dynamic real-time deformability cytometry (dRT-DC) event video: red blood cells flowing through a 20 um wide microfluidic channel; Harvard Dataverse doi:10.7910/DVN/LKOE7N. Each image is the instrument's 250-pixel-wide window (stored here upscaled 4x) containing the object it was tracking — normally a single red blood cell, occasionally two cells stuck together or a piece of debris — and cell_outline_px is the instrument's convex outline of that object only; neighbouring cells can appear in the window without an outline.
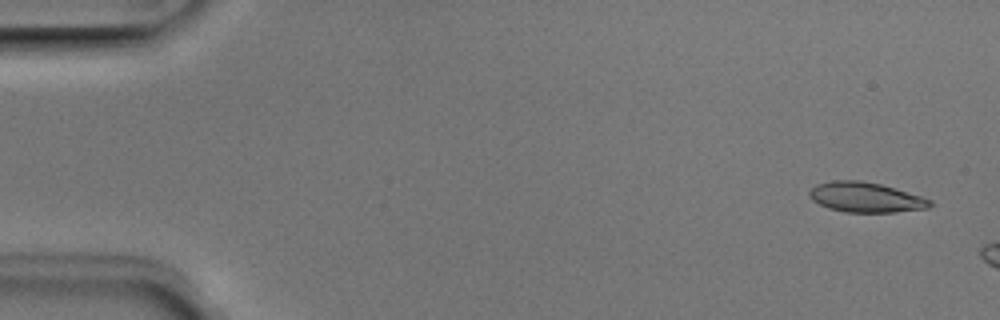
{"species": "Egyptian fruit bat (a non-hibernating species)", "species_latin": "Rousettus aegyptiacus", "temperature_condition": "room temperature", "stored_images_in_passage": 3, "camera_frame_rate_fps": 3000, "um_per_image_px": 0.085, "animal": {"sex": "male"}, "frame": {"image": 1, "passage_image": 1, "time_ms": 0.0, "image_size_px": [1000, 320], "cell_outline_px": [[932, 204], [928, 208], [896, 212], [844, 212], [828, 208], [812, 200], [808, 192], [816, 184], [832, 180], [860, 180], [880, 184], [920, 196], [932, 200]], "centroid_in_image_um": [73.56, 16.77], "position_along_channel_um": 11.4, "area_um2": 20.98}}